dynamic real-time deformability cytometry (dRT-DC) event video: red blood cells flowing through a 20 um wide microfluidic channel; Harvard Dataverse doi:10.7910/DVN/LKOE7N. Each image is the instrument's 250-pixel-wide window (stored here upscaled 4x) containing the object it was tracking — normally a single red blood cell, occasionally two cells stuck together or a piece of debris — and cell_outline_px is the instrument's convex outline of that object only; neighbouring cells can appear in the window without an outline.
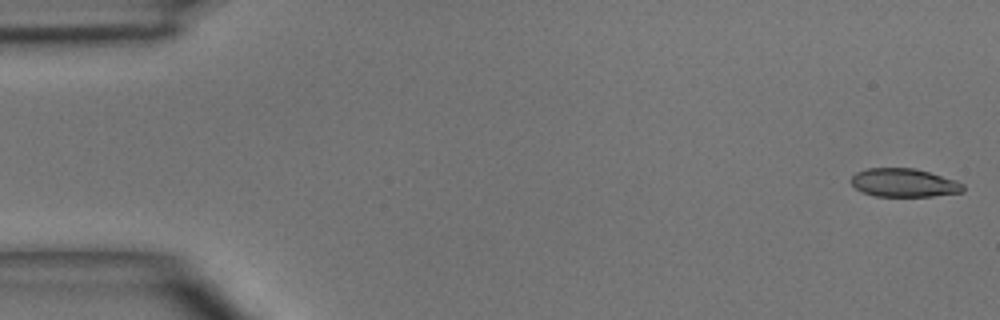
{"species": "common noctule bat (a hibernating species)", "species_latin": "Nyctalus noctula", "temperature_condition": "room temperature", "stored_images_in_passage": 5, "camera_frame_rate_fps": 3000, "um_per_image_px": 0.085, "animal": {"sex": "male", "body_mass_g": 15.6}, "frame": {"image": 1, "passage_image": 1, "time_ms": 0.0, "image_size_px": [1000, 320], "cell_outline_px": [[964, 192], [932, 196], [876, 196], [864, 192], [856, 188], [852, 184], [852, 176], [856, 172], [868, 168], [912, 168], [928, 172], [956, 180], [964, 184]], "centroid_in_image_um": [76.86, 15.53], "position_along_channel_um": 8.1, "area_um2": 18.38}}